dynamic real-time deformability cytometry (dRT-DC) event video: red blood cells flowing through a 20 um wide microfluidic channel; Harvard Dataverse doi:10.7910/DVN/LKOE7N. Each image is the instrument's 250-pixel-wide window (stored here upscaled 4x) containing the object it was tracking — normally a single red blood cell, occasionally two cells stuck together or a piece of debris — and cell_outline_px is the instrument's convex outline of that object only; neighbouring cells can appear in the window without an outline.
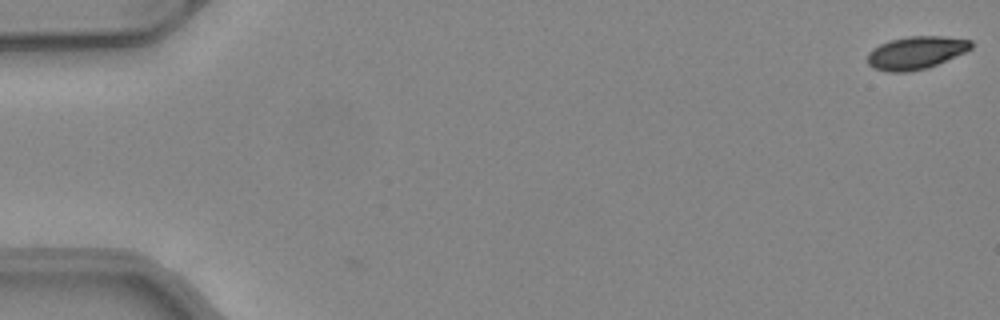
{"species": "common noctule bat (a hibernating species)", "species_latin": "Nyctalus noctula", "temperature_condition": "warm", "stored_images_in_passage": 51, "camera_frame_rate_fps": 3000, "um_per_image_px": 0.085, "animal": {"sex": "female", "body_mass_g": 24.6, "forearm_length_mm": 56.2}, "frame": {"image": 1, "passage_image": 1, "time_ms": 0.0, "image_size_px": [1000, 320], "cell_outline_px": [[972, 48], [964, 52], [928, 68], [908, 72], [888, 72], [872, 68], [868, 64], [868, 52], [872, 48], [888, 40], [908, 36], [944, 36], [972, 40]], "centroid_in_image_um": [77.82, 4.48], "position_along_channel_um": 7.2, "area_um2": 19.94}}
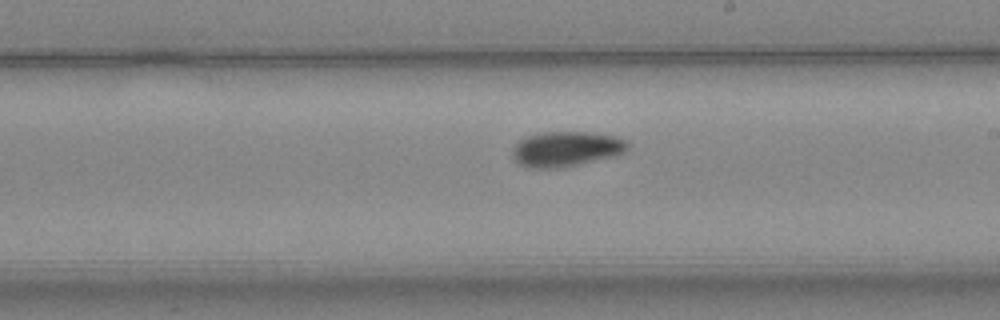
{"frame": {"image": 2, "passage_image": 30, "time_ms": 9.667, "image_size_px": [1000, 320], "cell_outline_px": [[628, 148], [624, 152], [616, 156], [564, 168], [528, 168], [516, 164], [512, 160], [512, 148], [520, 140], [528, 136], [540, 132], [588, 132], [616, 136], [628, 140]], "centroid_in_image_um": [48.11, 12.68], "position_along_channel_um": 240.9, "area_um2": 24.1}}
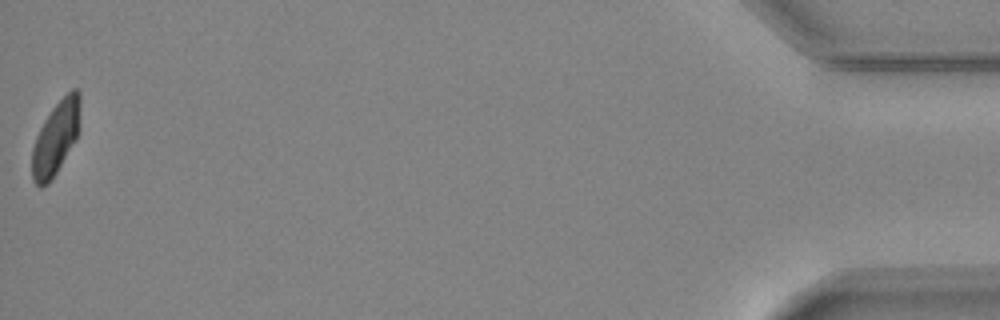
{"frame": {"image": 3, "passage_image": 51, "time_ms": 16.667, "image_size_px": [1000, 320], "cell_outline_px": [[80, 104], [76, 140], [56, 172], [48, 184], [40, 188], [32, 180], [32, 148], [36, 136], [44, 120], [52, 108], [72, 88], [76, 88], [80, 92]], "centroid_in_image_um": [4.72, 11.73], "position_along_channel_um": 430.5, "area_um2": 20.35}, "authors_computed_cell_mechanics": {"area_um2": 21.7906, "velocity_mm_per_s": 4.1164, "shape_relaxation_time_tau1_ms": 3.6196, "shape_relaxation_time_tau2_ms": null, "deformation_change_tau1": 0.1263, "deformation_change_tau2": null}}